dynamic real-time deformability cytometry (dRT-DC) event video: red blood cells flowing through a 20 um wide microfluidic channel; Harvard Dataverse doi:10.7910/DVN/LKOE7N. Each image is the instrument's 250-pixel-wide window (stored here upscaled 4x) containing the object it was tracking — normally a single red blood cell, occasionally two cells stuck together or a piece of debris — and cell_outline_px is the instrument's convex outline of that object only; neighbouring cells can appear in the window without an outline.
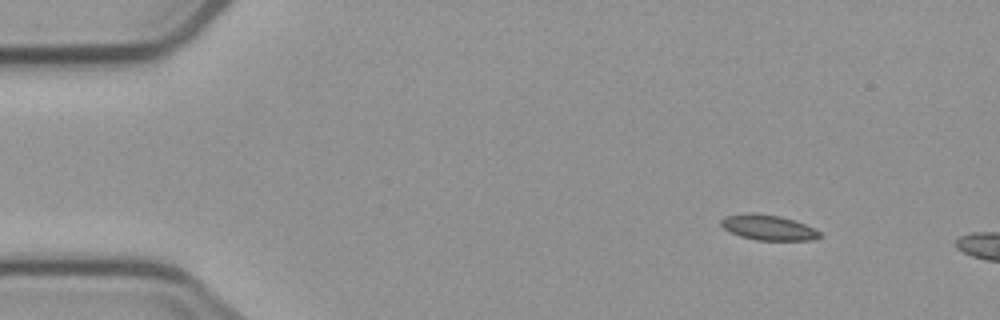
{"species": "common noctule bat (a hibernating species)", "species_latin": "Nyctalus noctula", "temperature_condition": "cold", "stored_images_in_passage": 3, "camera_frame_rate_fps": 3000, "um_per_image_px": 0.085, "animal": {"sex": "male", "body_mass_g": 23.1, "forearm_length_mm": 52.7}, "frame": {"image": 1, "passage_image": 1, "time_ms": 0.0, "image_size_px": [1000, 320], "cell_outline_px": [[824, 236], [808, 240], [756, 240], [740, 236], [724, 228], [720, 224], [720, 220], [724, 216], [780, 216], [804, 224], [820, 232]], "centroid_in_image_um": [65.35, 19.4], "position_along_channel_um": 19.6, "area_um2": 13.58}}